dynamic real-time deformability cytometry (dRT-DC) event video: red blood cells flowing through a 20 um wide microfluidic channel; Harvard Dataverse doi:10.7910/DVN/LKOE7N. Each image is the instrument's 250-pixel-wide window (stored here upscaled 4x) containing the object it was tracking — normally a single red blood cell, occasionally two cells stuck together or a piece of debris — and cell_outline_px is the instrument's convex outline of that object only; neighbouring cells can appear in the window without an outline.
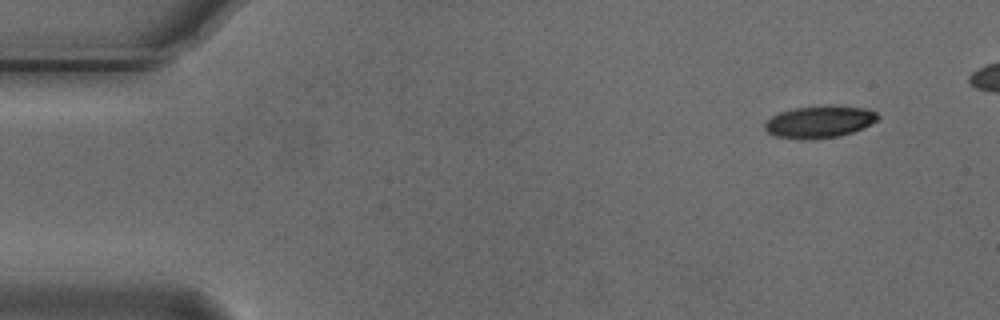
{"species": "Egyptian fruit bat (a non-hibernating species)", "species_latin": "Rousettus aegyptiacus", "temperature_condition": "cold", "stored_images_in_passage": 5, "camera_frame_rate_fps": 3000, "um_per_image_px": 0.085, "animal": {"sex": "male"}, "frame": {"image": 1, "passage_image": 1, "time_ms": 0.0, "image_size_px": [1000, 320], "cell_outline_px": [[880, 116], [876, 120], [852, 132], [840, 136], [776, 136], [768, 132], [764, 128], [764, 124], [772, 116], [780, 112], [792, 108], [828, 104], [832, 104], [868, 108], [876, 112]], "centroid_in_image_um": [69.7, 10.26], "position_along_channel_um": 15.3, "area_um2": 20.4}}